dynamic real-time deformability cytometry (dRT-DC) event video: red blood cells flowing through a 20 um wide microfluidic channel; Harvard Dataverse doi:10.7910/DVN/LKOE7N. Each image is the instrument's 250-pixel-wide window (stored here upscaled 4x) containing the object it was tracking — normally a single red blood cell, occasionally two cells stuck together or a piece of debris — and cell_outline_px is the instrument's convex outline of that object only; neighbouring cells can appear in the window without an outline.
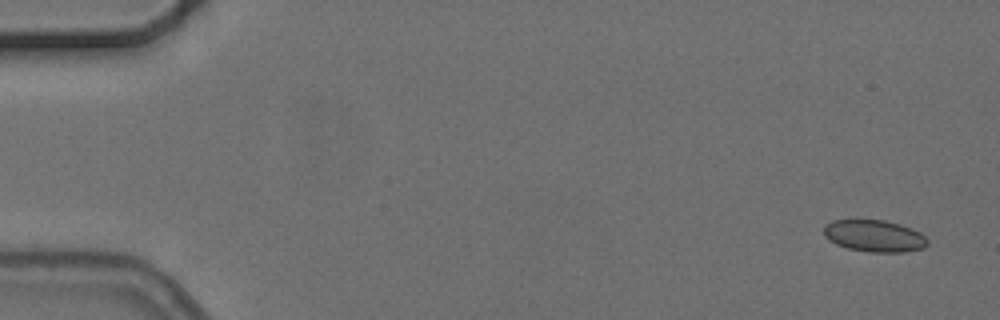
{"species": "common noctule bat (a hibernating species)", "species_latin": "Nyctalus noctula", "temperature_condition": "cold", "stored_images_in_passage": 5, "camera_frame_rate_fps": 3000, "um_per_image_px": 0.085, "animal": {"sex": "female", "body_mass_g": 24.6, "forearm_length_mm": 56.2}, "frame": {"image": 1, "passage_image": 1, "time_ms": 0.0, "image_size_px": [1000, 320], "cell_outline_px": [[928, 244], [924, 248], [904, 252], [868, 252], [848, 248], [836, 244], [828, 240], [824, 236], [824, 224], [832, 220], [884, 220], [900, 224], [912, 228], [920, 232], [928, 240]], "centroid_in_image_um": [74.31, 20.05], "position_along_channel_um": 10.7, "area_um2": 19.42}}
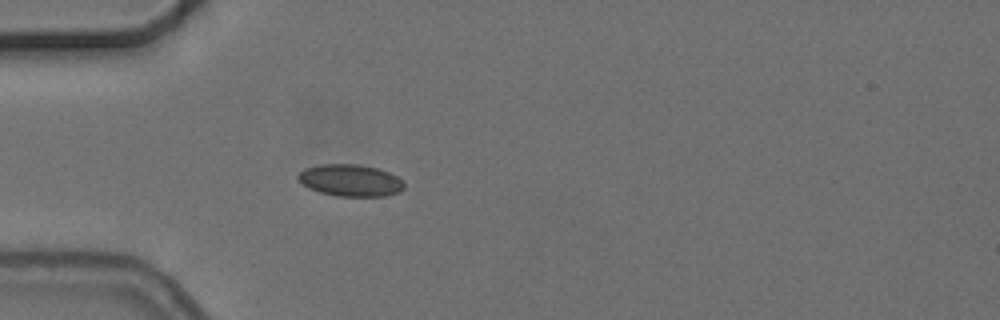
{"frame": {"image": 2, "passage_image": 5, "time_ms": 4.667, "image_size_px": [1000, 320], "cell_outline_px": [[404, 188], [400, 192], [388, 196], [336, 196], [320, 192], [308, 188], [296, 176], [304, 168], [320, 164], [360, 164], [376, 168], [388, 172], [404, 180]], "centroid_in_image_um": [29.81, 15.33], "position_along_channel_um": 55.2, "area_um2": 19.83}}